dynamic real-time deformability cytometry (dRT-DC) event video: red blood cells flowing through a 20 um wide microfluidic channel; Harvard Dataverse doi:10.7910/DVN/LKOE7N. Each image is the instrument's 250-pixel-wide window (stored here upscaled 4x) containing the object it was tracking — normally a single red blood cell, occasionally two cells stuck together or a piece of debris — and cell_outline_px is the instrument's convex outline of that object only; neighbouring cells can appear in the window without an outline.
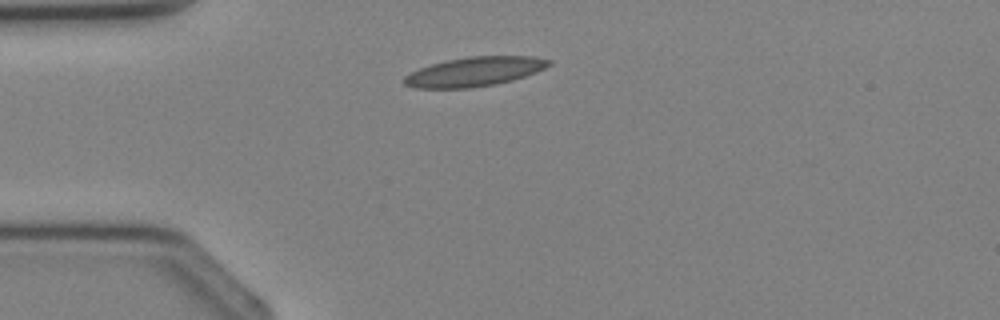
{"species": "Egyptian fruit bat (a non-hibernating species)", "species_latin": "Rousettus aegyptiacus", "temperature_condition": "cold", "stored_images_in_passage": 1, "camera_frame_rate_fps": 3000, "um_per_image_px": 0.085, "animal": {"sex": "female"}, "frame": {"image": 1, "passage_image": 1, "time_ms": 0.0, "image_size_px": [1000, 320], "cell_outline_px": [[552, 64], [536, 72], [512, 80], [496, 84], [468, 88], [416, 88], [404, 84], [404, 76], [420, 68], [432, 64], [448, 60], [468, 56], [532, 56], [552, 60]], "centroid_in_image_um": [40.36, 6.09], "position_along_channel_um": 44.6, "area_um2": 24.57}}